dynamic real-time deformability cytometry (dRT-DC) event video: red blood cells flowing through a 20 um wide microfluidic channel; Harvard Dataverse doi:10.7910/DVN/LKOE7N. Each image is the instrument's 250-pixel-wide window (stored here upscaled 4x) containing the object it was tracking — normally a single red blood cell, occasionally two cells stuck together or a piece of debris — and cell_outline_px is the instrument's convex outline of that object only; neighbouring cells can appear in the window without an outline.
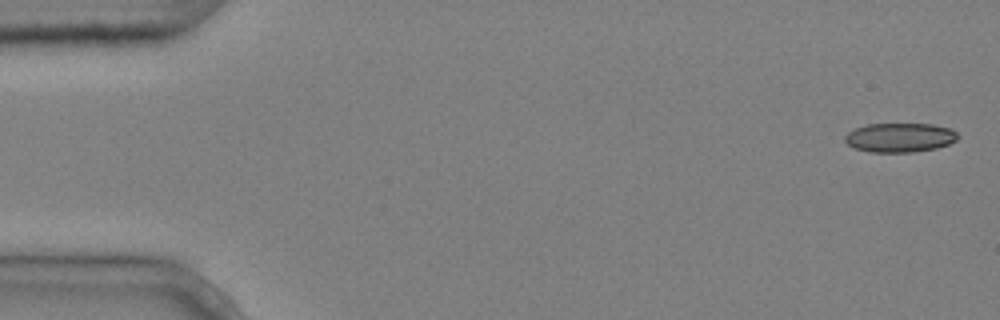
{"species": "common noctule bat (a hibernating species)", "species_latin": "Nyctalus noctula", "temperature_condition": "cold", "stored_images_in_passage": 4, "camera_frame_rate_fps": 3000, "um_per_image_px": 0.085, "animal": {"sex": "male", "body_mass_g": 20.4}, "frame": {"image": 1, "passage_image": 1, "time_ms": 0.0, "image_size_px": [1000, 320], "cell_outline_px": [[960, 136], [956, 140], [948, 144], [936, 148], [912, 152], [868, 152], [852, 148], [844, 140], [844, 136], [848, 132], [856, 128], [868, 124], [932, 124], [952, 128]], "centroid_in_image_um": [76.48, 11.69], "position_along_channel_um": 8.5, "area_um2": 19.36}}
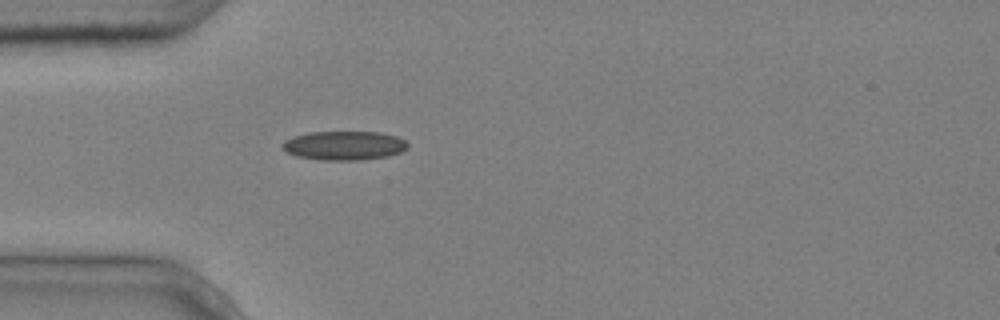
{"frame": {"image": 2, "passage_image": 4, "time_ms": 1.0, "image_size_px": [1000, 320], "cell_outline_px": [[408, 148], [400, 152], [388, 156], [360, 160], [324, 160], [296, 156], [280, 148], [280, 144], [284, 140], [308, 132], [380, 132], [396, 136], [404, 140], [408, 144]], "centroid_in_image_um": [29.24, 12.37], "position_along_channel_um": 55.8, "area_um2": 21.21}}